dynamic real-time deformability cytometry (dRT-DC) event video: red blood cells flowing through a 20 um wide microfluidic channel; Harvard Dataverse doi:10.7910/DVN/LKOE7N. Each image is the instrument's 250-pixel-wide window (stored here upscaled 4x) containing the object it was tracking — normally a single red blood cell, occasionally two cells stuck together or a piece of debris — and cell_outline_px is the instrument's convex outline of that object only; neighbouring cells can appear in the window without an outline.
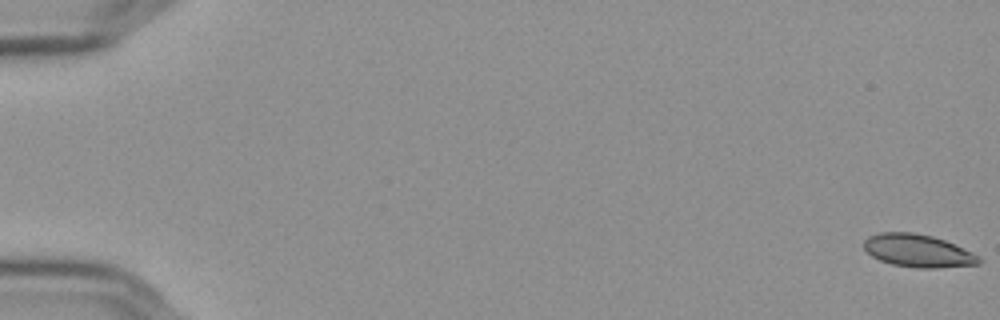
{"species": "Egyptian fruit bat (a non-hibernating species)", "species_latin": "Rousettus aegyptiacus", "temperature_condition": "cold", "stored_images_in_passage": 17, "camera_frame_rate_fps": 3000, "um_per_image_px": 0.085, "frame": {"image": 1, "passage_image": 1, "time_ms": 0.0, "image_size_px": [1000, 320], "cell_outline_px": [[964, 264], [900, 264], [876, 256], [872, 252], [884, 236], [924, 236], [940, 240], [964, 252]], "centroid_in_image_um": [78.02, 21.32], "position_along_channel_um": 7.0, "area_um2": 14.97}}
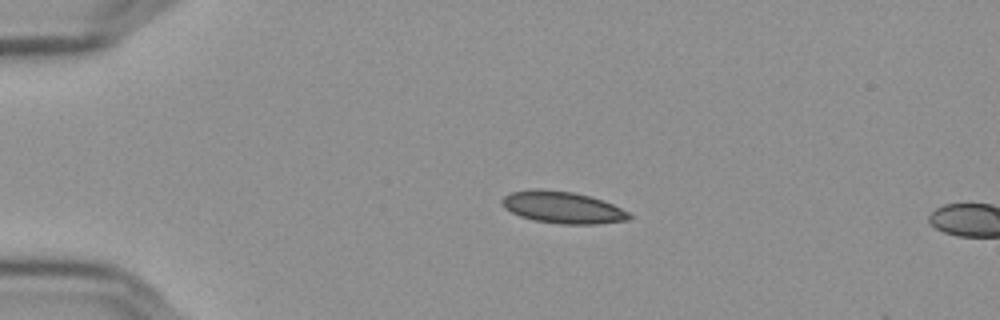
{"frame": {"image": 2, "passage_image": 14, "time_ms": 4.333, "image_size_px": [1000, 320], "cell_outline_px": [[624, 216], [612, 220], [544, 220], [528, 216], [516, 212], [508, 204], [524, 192], [560, 192], [580, 196], [596, 200], [608, 204], [616, 208]], "centroid_in_image_um": [47.85, 17.61], "position_along_channel_um": 37.2, "area_um2": 17.34}}